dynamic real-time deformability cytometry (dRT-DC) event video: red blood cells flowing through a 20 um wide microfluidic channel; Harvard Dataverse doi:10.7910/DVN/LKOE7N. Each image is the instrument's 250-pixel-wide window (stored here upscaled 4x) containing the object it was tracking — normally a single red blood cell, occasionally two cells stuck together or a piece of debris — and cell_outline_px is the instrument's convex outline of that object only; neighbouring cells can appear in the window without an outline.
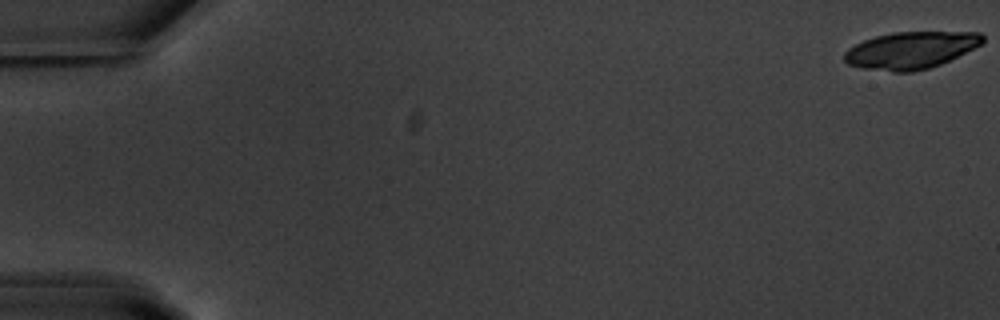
{"species": "common noctule bat (a hibernating species)", "species_latin": "Nyctalus noctula", "temperature_condition": "warm", "stored_images_in_passage": 10, "camera_frame_rate_fps": 3000, "um_per_image_px": 0.085, "animal": {"sex": "male", "body_mass_g": 20.1, "forearm_length_mm": 53.5}, "frame": {"image": 1, "passage_image": 1, "time_ms": 0.0, "image_size_px": [1000, 320], "cell_outline_px": [[984, 40], [980, 44], [940, 64], [928, 68], [912, 72], [892, 72], [860, 68], [848, 64], [844, 60], [844, 52], [848, 48], [864, 40], [876, 36], [892, 32], [980, 32], [984, 36]], "centroid_in_image_um": [77.36, 4.27], "position_along_channel_um": 7.6, "area_um2": 29.65}}